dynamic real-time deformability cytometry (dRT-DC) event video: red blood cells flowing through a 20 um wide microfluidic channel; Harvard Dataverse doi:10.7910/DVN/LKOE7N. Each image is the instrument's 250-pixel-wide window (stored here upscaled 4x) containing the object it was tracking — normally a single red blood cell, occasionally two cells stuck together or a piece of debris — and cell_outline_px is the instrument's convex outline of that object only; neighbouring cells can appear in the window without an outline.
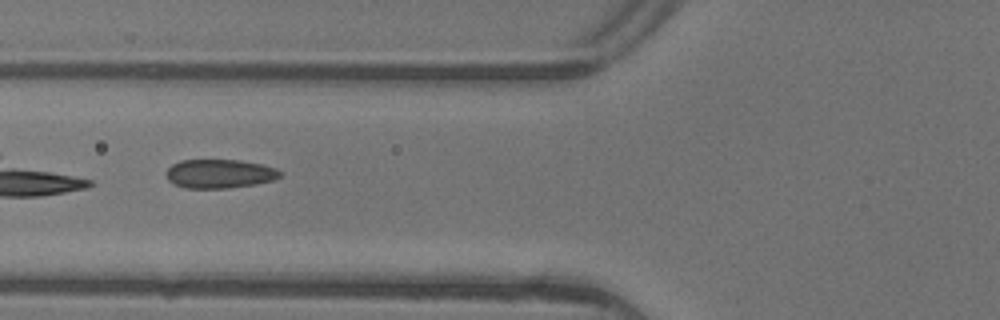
{"species": "common noctule bat (a hibernating species)", "species_latin": "Nyctalus noctula", "temperature_condition": "warm", "stored_images_in_passage": 7, "camera_frame_rate_fps": 3000, "um_per_image_px": 0.085, "animal": {"sex": "female"}, "frame": {"image": 1, "passage_image": 6, "time_ms": 1.667, "image_size_px": [1000, 320], "cell_outline_px": [[284, 172], [276, 180], [256, 184], [228, 188], [184, 188], [168, 180], [168, 168], [172, 164], [180, 160], [240, 160], [260, 164], [276, 168]], "centroid_in_image_um": [18.72, 14.77], "position_along_channel_um": 107.1, "area_um2": 19.19}}
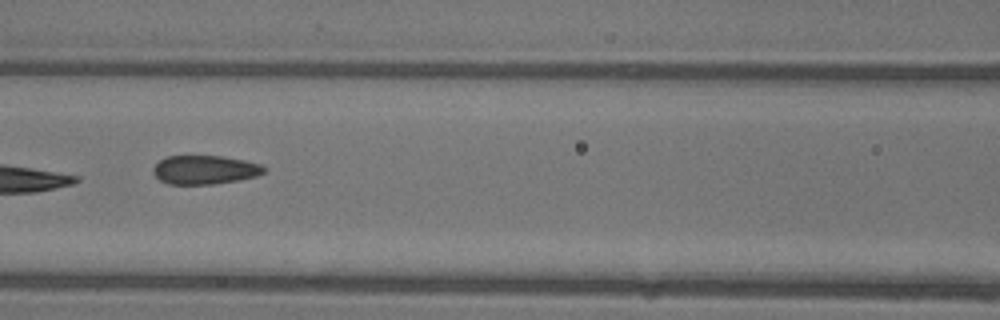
{"frame": {"image": 2, "passage_image": 7, "time_ms": 2.0, "image_size_px": [1000, 320], "cell_outline_px": [[268, 168], [264, 172], [256, 176], [236, 180], [212, 184], [168, 184], [160, 180], [152, 172], [152, 168], [160, 160], [168, 156], [224, 156], [244, 160], [260, 164]], "centroid_in_image_um": [17.4, 14.43], "position_along_channel_um": 149.2, "area_um2": 18.55}}